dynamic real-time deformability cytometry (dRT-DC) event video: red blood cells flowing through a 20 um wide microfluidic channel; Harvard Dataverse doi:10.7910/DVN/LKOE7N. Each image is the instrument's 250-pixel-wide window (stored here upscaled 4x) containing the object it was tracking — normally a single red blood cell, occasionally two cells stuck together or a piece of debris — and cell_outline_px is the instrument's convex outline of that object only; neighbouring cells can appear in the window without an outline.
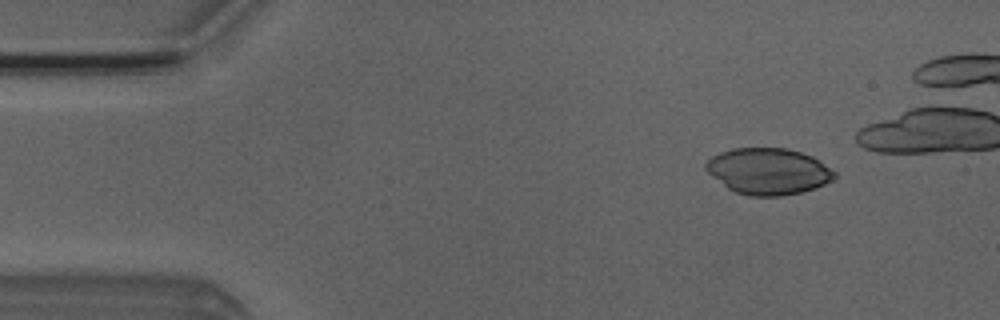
{"species": "Egyptian fruit bat (a non-hibernating species)", "species_latin": "Rousettus aegyptiacus", "temperature_condition": "room temperature", "stored_images_in_passage": 5, "camera_frame_rate_fps": 3000, "um_per_image_px": 0.085, "animal": {"sex": "male"}, "frame": {"image": 1, "passage_image": 2, "time_ms": 0.333, "image_size_px": [1000, 320], "cell_outline_px": [[836, 176], [832, 180], [824, 184], [800, 192], [780, 196], [752, 196], [736, 192], [728, 188], [712, 176], [704, 168], [704, 164], [712, 156], [720, 152], [732, 148], [784, 148], [800, 152], [812, 156], [836, 172]], "centroid_in_image_um": [65.28, 14.55], "position_along_channel_um": 19.7, "area_um2": 34.45}}